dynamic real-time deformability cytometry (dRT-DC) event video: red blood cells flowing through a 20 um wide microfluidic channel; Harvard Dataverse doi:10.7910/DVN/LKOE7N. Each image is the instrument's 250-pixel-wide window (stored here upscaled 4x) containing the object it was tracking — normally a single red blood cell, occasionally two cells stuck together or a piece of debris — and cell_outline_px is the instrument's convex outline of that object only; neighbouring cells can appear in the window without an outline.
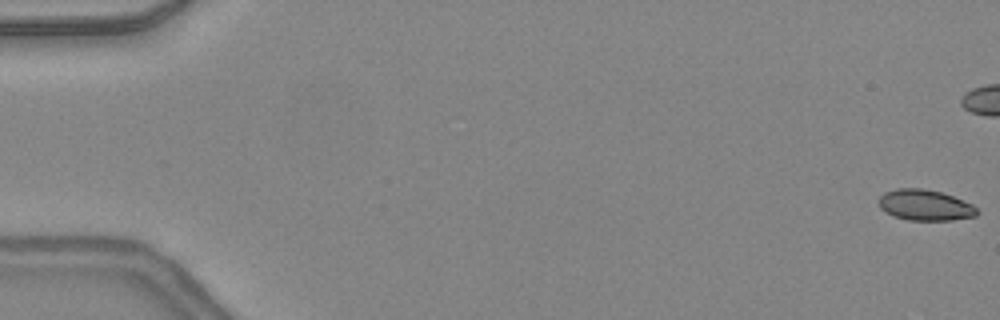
{"species": "common noctule bat (a hibernating species)", "species_latin": "Nyctalus noctula", "temperature_condition": "warm", "stored_images_in_passage": 49, "camera_frame_rate_fps": 3000, "um_per_image_px": 0.085, "animal": {"sex": "female", "body_mass_g": 24.6, "forearm_length_mm": 56.2}, "frame": {"image": 1, "passage_image": 1, "time_ms": 0.0, "image_size_px": [1000, 320], "cell_outline_px": [[980, 212], [976, 216], [952, 220], [908, 220], [896, 216], [880, 208], [880, 196], [884, 192], [896, 188], [920, 188], [940, 192], [952, 196], [972, 204]], "centroid_in_image_um": [78.65, 17.43], "position_along_channel_um": 6.3, "area_um2": 17.46}, "authors_computed_cell_mechanics": {"area_um2": 18.4382, "velocity_mm_per_s": 4.382, "shape_relaxation_time_tau1_ms": null, "shape_relaxation_time_tau2_ms": 1.233, "deformation_change_tau1": null, "deformation_change_tau2": 0.0429}}